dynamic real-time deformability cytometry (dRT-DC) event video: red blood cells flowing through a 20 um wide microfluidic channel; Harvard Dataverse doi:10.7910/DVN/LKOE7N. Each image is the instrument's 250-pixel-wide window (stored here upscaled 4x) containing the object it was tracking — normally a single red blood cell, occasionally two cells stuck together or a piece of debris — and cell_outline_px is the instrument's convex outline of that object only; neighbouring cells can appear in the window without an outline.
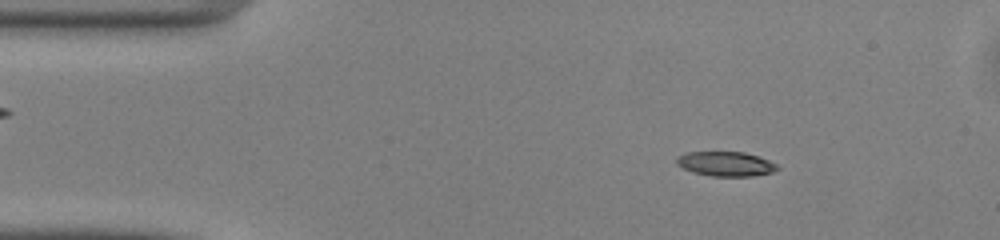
{"species": "common noctule bat (a hibernating species)", "species_latin": "Nyctalus noctula", "temperature_condition": "warm", "stored_images_in_passage": 48, "camera_frame_rate_fps": 3000, "um_per_image_px": 0.085, "animal": {"sex": "male", "body_mass_g": 13.0, "forearm_length_mm": 53.1}, "frame": {"image": 1, "passage_image": 6, "time_ms": 1.667, "image_size_px": [1000, 240], "cell_outline_px": [[780, 168], [772, 172], [752, 176], [712, 176], [692, 172], [676, 164], [676, 160], [680, 156], [688, 152], [744, 152], [760, 156], [776, 164]], "centroid_in_image_um": [61.71, 13.93], "position_along_channel_um": 23.3, "area_um2": 14.33}}
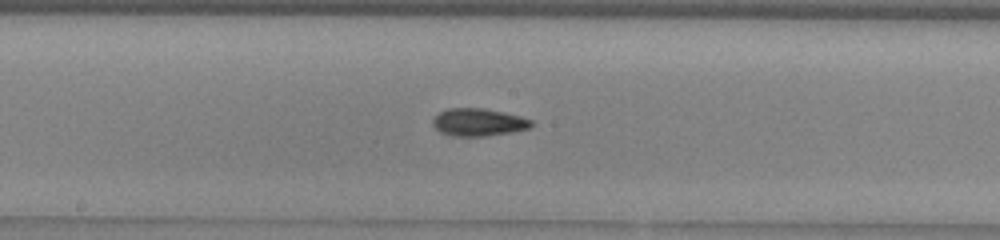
{"frame": {"image": 2, "passage_image": 24, "time_ms": 7.667, "image_size_px": [1000, 240], "cell_outline_px": [[532, 124], [528, 128], [512, 132], [484, 136], [452, 136], [440, 132], [432, 124], [432, 116], [448, 108], [484, 108], [520, 116], [532, 120]], "centroid_in_image_um": [40.62, 10.39], "position_along_channel_um": 207.6, "area_um2": 15.84}}
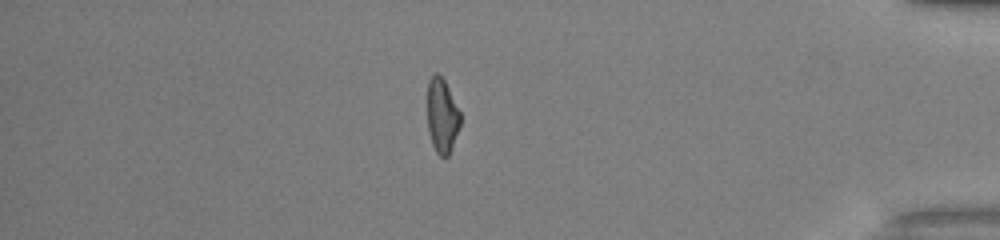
{"frame": {"image": 3, "passage_image": 41, "time_ms": 13.333, "image_size_px": [1000, 240], "cell_outline_px": [[460, 128], [448, 156], [440, 156], [436, 152], [432, 144], [428, 132], [428, 80], [436, 72], [444, 80], [460, 112]], "centroid_in_image_um": [37.57, 9.86], "position_along_channel_um": 397.6, "area_um2": 14.16}, "authors_computed_cell_mechanics": {"area_um2": 15.028, "velocity_mm_per_s": 4.124, "shape_relaxation_time_tau1_ms": 5.7384, "shape_relaxation_time_tau2_ms": 7.0381, "deformation_change_tau1": 0.2125, "deformation_change_tau2": 0.1412}}